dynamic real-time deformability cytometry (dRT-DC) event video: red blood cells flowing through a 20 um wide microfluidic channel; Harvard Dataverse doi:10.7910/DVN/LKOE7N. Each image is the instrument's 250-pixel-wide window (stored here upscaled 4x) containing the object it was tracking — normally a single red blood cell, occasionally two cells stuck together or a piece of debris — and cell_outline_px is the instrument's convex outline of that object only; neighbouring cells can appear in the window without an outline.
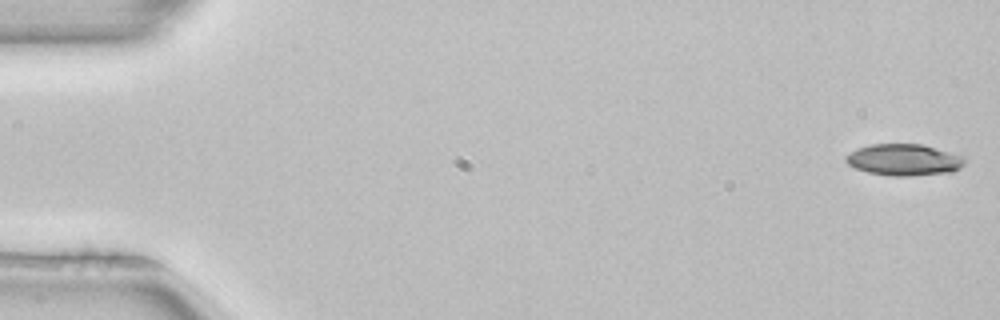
{"species": "common noctule bat (a hibernating species)", "species_latin": "Nyctalus noctula", "temperature_condition": "room temperature", "stored_images_in_passage": 47, "camera_frame_rate_fps": 3000, "um_per_image_px": 0.085, "animal": {"sex": "female", "body_mass_g": 22.7, "forearm_length_mm": 54.2}, "frame": {"image": 1, "passage_image": 1, "time_ms": 0.0, "image_size_px": [1000, 320], "cell_outline_px": [[968, 160], [960, 168], [952, 172], [912, 176], [892, 176], [868, 172], [856, 168], [848, 164], [844, 160], [844, 156], [856, 148], [872, 144], [920, 144], [964, 156]], "centroid_in_image_um": [76.84, 13.59], "position_along_channel_um": 8.2, "area_um2": 21.96}}
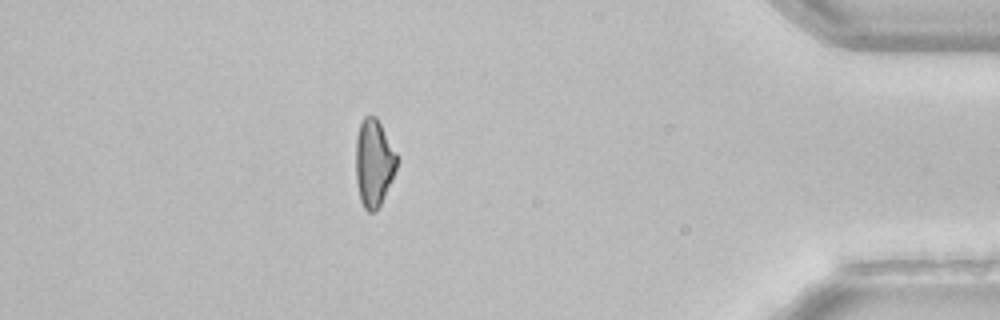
{"frame": {"image": 2, "passage_image": 45, "time_ms": 14.667, "image_size_px": [1000, 320], "cell_outline_px": [[396, 168], [392, 180], [376, 212], [368, 212], [364, 208], [360, 200], [356, 180], [356, 136], [360, 124], [364, 116], [376, 116], [396, 152]], "centroid_in_image_um": [31.76, 13.85], "position_along_channel_um": 403.4, "area_um2": 20.75}, "authors_computed_cell_mechanics": {"area_um2": 22.0796, "velocity_mm_per_s": 4.0109, "shape_relaxation_time_tau1_ms": 4.2233, "shape_relaxation_time_tau2_ms": null, "deformation_change_tau1": 0.1463, "deformation_change_tau2": null}}